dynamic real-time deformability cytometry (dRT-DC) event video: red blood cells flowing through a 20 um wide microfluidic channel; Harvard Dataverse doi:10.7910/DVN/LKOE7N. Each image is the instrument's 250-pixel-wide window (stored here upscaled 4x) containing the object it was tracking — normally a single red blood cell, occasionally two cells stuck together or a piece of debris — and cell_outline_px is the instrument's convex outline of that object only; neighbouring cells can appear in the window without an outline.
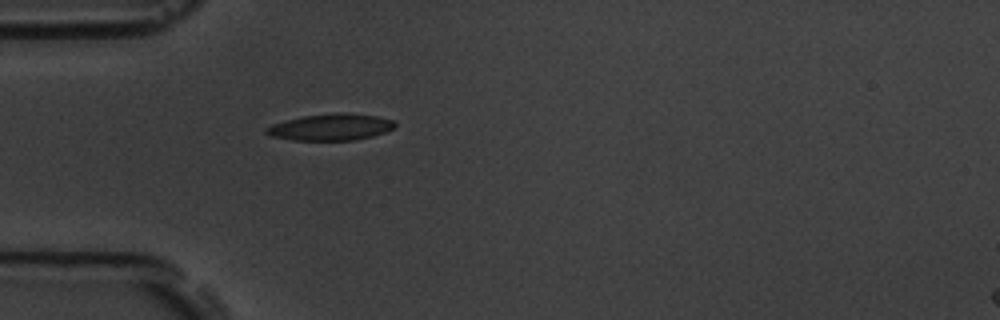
{"species": "common noctule bat (a hibernating species)", "species_latin": "Nyctalus noctula", "temperature_condition": "room temperature", "stored_images_in_passage": 1, "camera_frame_rate_fps": 3000, "um_per_image_px": 0.085, "animal": {"sex": "male", "body_mass_g": 19.5, "forearm_length_mm": 54.6}, "frame": {"image": 1, "passage_image": 1, "time_ms": 0.0, "image_size_px": [1000, 320], "cell_outline_px": [[396, 124], [392, 128], [384, 132], [372, 136], [352, 140], [292, 140], [272, 136], [264, 132], [264, 128], [272, 124], [304, 116], [336, 112], [344, 112], [376, 116], [392, 120]], "centroid_in_image_um": [28.09, 10.8], "position_along_channel_um": 56.9, "area_um2": 19.71}}